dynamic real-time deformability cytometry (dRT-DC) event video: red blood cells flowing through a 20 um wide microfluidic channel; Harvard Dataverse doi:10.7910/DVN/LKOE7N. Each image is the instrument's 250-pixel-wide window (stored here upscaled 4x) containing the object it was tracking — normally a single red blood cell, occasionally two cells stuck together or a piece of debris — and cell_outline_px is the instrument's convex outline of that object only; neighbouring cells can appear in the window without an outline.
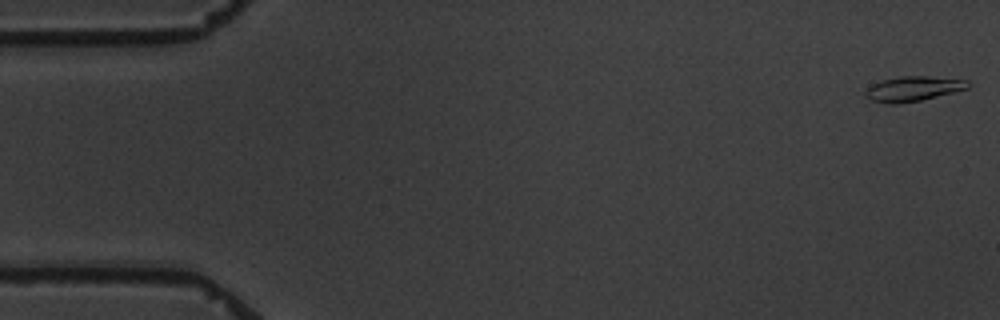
{"species": "common noctule bat (a hibernating species)", "species_latin": "Nyctalus noctula", "temperature_condition": "warm", "stored_images_in_passage": 9, "camera_frame_rate_fps": 3000, "um_per_image_px": 0.085, "animal": {"sex": "male", "body_mass_g": 19.5, "forearm_length_mm": 54.6}, "frame": {"image": 1, "passage_image": 1, "time_ms": 0.0, "image_size_px": [1000, 320], "cell_outline_px": [[968, 88], [920, 100], [896, 104], [888, 104], [872, 100], [864, 96], [864, 92], [872, 84], [884, 80], [900, 76], [928, 76], [968, 80]], "centroid_in_image_um": [77.57, 7.54], "position_along_channel_um": 7.4, "area_um2": 14.62}}
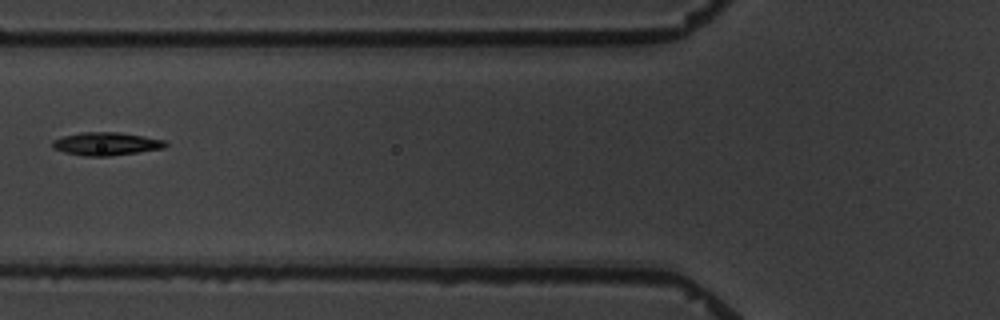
{"frame": {"image": 2, "passage_image": 7, "time_ms": 7.0, "image_size_px": [1000, 320], "cell_outline_px": [[168, 144], [164, 148], [108, 156], [84, 156], [64, 152], [52, 148], [52, 140], [64, 136], [84, 132], [116, 132], [144, 136], [164, 140]], "centroid_in_image_um": [9.0, 12.22], "position_along_channel_um": 116.8, "area_um2": 15.03}}
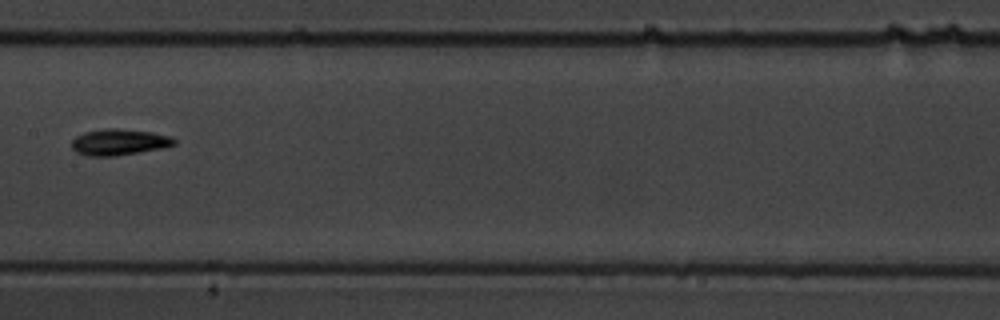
{"frame": {"image": 3, "passage_image": 9, "time_ms": 9.333, "image_size_px": [1000, 320], "cell_outline_px": [[176, 144], [164, 148], [116, 156], [88, 156], [76, 152], [72, 148], [72, 140], [76, 136], [84, 132], [104, 128], [116, 128], [152, 132], [168, 136], [176, 140]], "centroid_in_image_um": [10.11, 12.08], "position_along_channel_um": 197.3, "area_um2": 15.72}}